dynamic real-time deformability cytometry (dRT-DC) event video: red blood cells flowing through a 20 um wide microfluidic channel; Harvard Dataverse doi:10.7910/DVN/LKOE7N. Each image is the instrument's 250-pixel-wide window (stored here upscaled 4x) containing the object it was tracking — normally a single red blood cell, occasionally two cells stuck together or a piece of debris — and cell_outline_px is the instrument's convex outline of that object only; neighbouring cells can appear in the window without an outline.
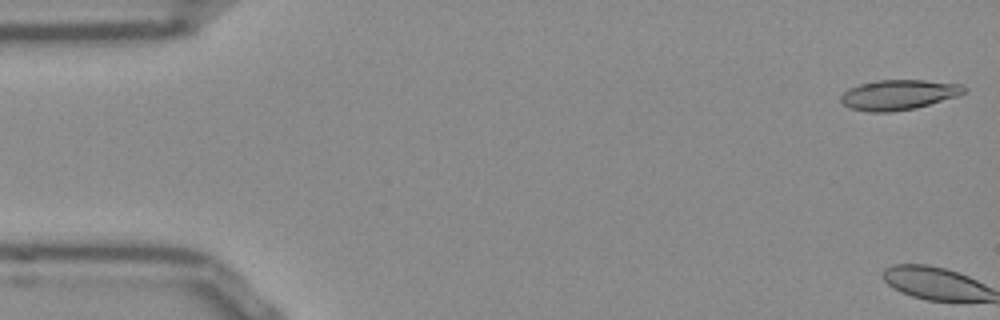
{"species": "Egyptian fruit bat (a non-hibernating species)", "species_latin": "Rousettus aegyptiacus", "temperature_condition": "room temperature", "stored_images_in_passage": 3, "camera_frame_rate_fps": 3000, "um_per_image_px": 0.085, "frame": {"image": 1, "passage_image": 1, "time_ms": 0.0, "image_size_px": [1000, 320], "cell_outline_px": [[968, 88], [960, 96], [916, 108], [892, 112], [868, 112], [852, 108], [844, 104], [840, 100], [840, 96], [848, 88], [860, 84], [876, 80], [924, 80], [964, 84]], "centroid_in_image_um": [76.43, 8.05], "position_along_channel_um": 8.6, "area_um2": 21.85}}